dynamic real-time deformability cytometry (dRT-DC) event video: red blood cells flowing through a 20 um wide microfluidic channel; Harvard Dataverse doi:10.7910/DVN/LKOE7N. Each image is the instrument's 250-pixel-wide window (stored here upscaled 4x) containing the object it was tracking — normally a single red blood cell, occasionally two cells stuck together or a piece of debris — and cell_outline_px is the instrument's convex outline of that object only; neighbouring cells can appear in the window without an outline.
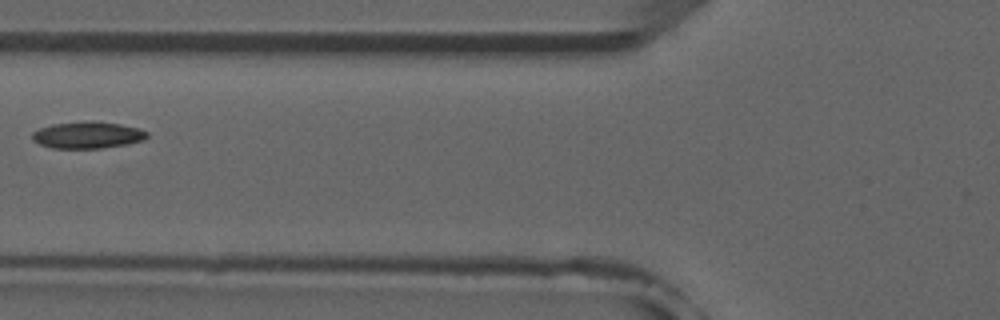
{"species": "common noctule bat (a hibernating species)", "species_latin": "Nyctalus noctula", "temperature_condition": "room temperature", "stored_images_in_passage": 4, "camera_frame_rate_fps": 3000, "um_per_image_px": 0.085, "animal": {"sex": "male", "forearm_length_mm": 52.5}, "frame": {"image": 1, "passage_image": 4, "time_ms": 3.667, "image_size_px": [1000, 320], "cell_outline_px": [[148, 136], [144, 140], [128, 144], [100, 148], [52, 148], [40, 144], [32, 140], [32, 132], [40, 128], [52, 124], [120, 124], [140, 128], [148, 132]], "centroid_in_image_um": [7.46, 11.53], "position_along_channel_um": 118.3, "area_um2": 17.05}}